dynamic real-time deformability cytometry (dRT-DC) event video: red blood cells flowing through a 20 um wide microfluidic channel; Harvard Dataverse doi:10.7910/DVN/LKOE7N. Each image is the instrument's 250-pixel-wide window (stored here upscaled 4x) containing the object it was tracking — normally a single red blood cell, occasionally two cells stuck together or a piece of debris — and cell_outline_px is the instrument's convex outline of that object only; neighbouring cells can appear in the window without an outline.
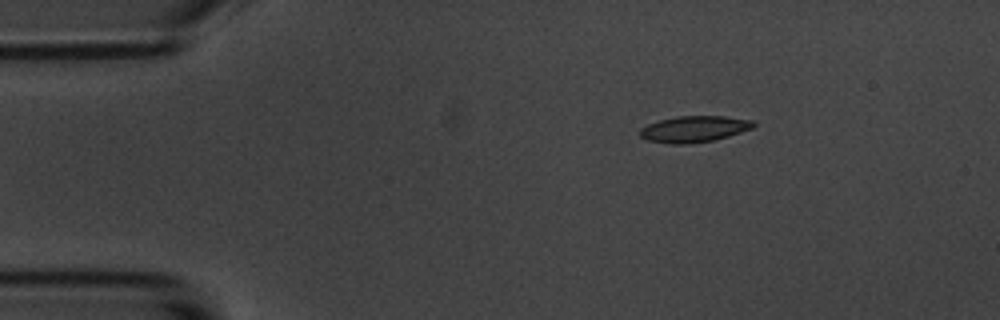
{"species": "common noctule bat (a hibernating species)", "species_latin": "Nyctalus noctula", "temperature_condition": "room temperature", "stored_images_in_passage": 48, "camera_frame_rate_fps": 3000, "um_per_image_px": 0.085, "animal": {"sex": "male", "body_mass_g": 20.1, "forearm_length_mm": 53.5}, "frame": {"image": 1, "passage_image": 1, "time_ms": 0.0, "image_size_px": [1000, 320], "cell_outline_px": [[756, 124], [752, 128], [728, 136], [712, 140], [688, 144], [668, 144], [648, 140], [640, 136], [640, 128], [648, 124], [660, 120], [676, 116], [724, 116], [752, 120]], "centroid_in_image_um": [58.98, 10.96], "position_along_channel_um": 26.0, "area_um2": 17.28}}
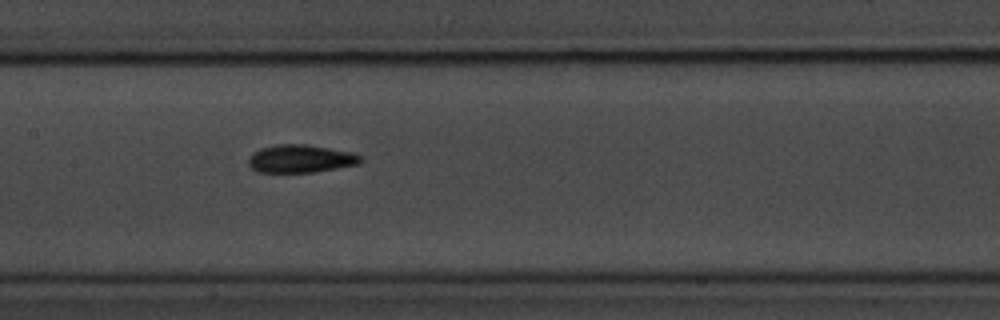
{"frame": {"image": 2, "passage_image": 19, "time_ms": 6.0, "image_size_px": [1000, 320], "cell_outline_px": [[364, 160], [356, 164], [336, 168], [312, 172], [256, 172], [248, 164], [248, 160], [260, 148], [280, 144], [304, 144], [356, 152]], "centroid_in_image_um": [25.58, 13.49], "position_along_channel_um": 181.8, "area_um2": 18.09}}
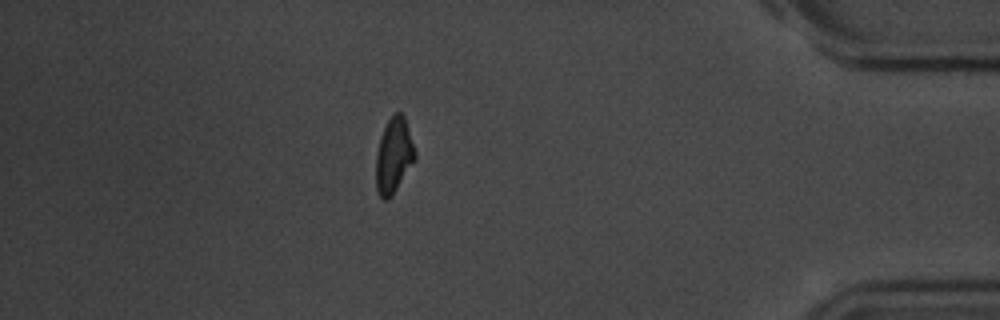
{"frame": {"image": 3, "passage_image": 41, "time_ms": 13.333, "image_size_px": [1000, 320], "cell_outline_px": [[416, 160], [392, 196], [388, 200], [384, 200], [380, 196], [376, 188], [376, 152], [380, 136], [388, 120], [396, 112], [400, 112], [404, 116], [416, 152]], "centroid_in_image_um": [33.47, 13.25], "position_along_channel_um": 401.7, "area_um2": 17.22}, "authors_computed_cell_mechanics": {"area_um2": 17.4556, "velocity_mm_per_s": 3.5777, "shape_relaxation_time_tau1_ms": 2.6579, "shape_relaxation_time_tau2_ms": 3.4617, "deformation_change_tau1": 0.1099, "deformation_change_tau2": 0.0928}}